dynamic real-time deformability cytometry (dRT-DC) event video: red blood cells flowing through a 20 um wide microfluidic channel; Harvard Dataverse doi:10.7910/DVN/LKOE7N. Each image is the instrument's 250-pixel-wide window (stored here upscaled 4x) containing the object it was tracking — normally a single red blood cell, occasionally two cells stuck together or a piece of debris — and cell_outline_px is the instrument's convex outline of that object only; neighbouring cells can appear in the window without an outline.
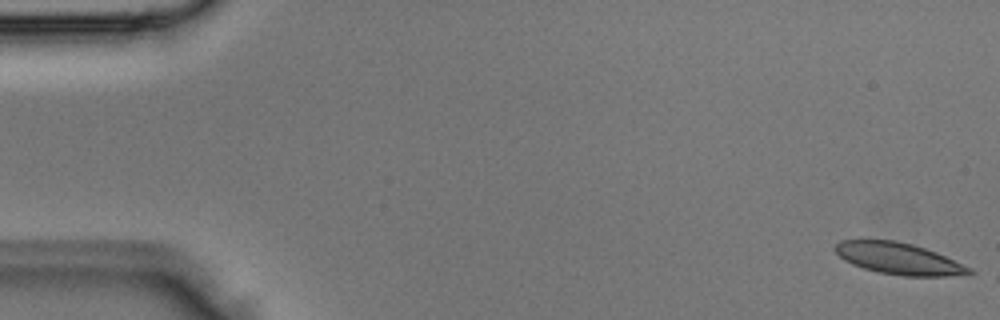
{"species": "Egyptian fruit bat (a non-hibernating species)", "species_latin": "Rousettus aegyptiacus", "temperature_condition": "room temperature", "stored_images_in_passage": 3, "camera_frame_rate_fps": 3000, "um_per_image_px": 0.085, "animal": {"sex": "male"}, "frame": {"image": 1, "passage_image": 1, "time_ms": 0.0, "image_size_px": [1000, 320], "cell_outline_px": [[976, 272], [972, 276], [904, 276], [880, 272], [864, 268], [852, 264], [844, 260], [836, 252], [836, 244], [840, 240], [896, 240], [912, 244], [936, 252], [972, 268]], "centroid_in_image_um": [76.48, 22.0], "position_along_channel_um": 8.5, "area_um2": 24.74}}